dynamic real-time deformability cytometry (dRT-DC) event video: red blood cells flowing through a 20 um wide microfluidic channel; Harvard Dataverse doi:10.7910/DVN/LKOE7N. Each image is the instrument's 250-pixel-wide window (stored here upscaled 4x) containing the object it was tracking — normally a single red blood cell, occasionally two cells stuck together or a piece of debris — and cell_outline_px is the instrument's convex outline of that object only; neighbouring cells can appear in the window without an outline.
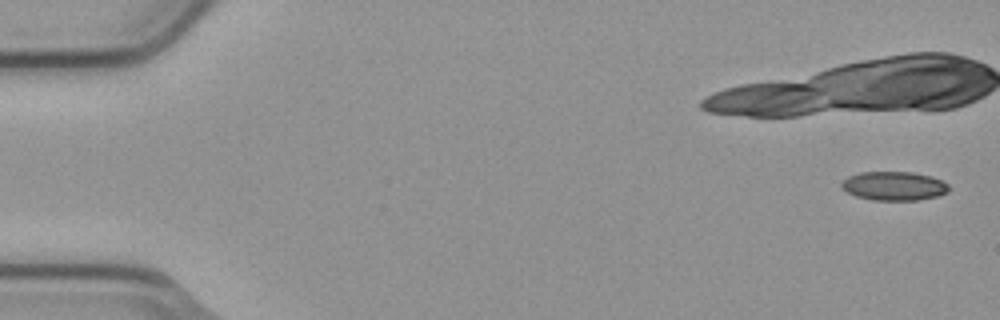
{"species": "common noctule bat (a hibernating species)", "species_latin": "Nyctalus noctula", "temperature_condition": "cold", "stored_images_in_passage": 5, "camera_frame_rate_fps": 3000, "um_per_image_px": 0.085, "animal": {"sex": "male", "body_mass_g": 23.1, "forearm_length_mm": 52.7}, "frame": {"image": 1, "passage_image": 1, "time_ms": 0.0, "image_size_px": [1000, 320], "cell_outline_px": [[948, 192], [936, 196], [916, 200], [872, 200], [856, 196], [848, 192], [840, 184], [848, 176], [860, 172], [912, 172], [932, 176], [948, 184]], "centroid_in_image_um": [75.99, 15.8], "position_along_channel_um": 9.0, "area_um2": 17.92}}